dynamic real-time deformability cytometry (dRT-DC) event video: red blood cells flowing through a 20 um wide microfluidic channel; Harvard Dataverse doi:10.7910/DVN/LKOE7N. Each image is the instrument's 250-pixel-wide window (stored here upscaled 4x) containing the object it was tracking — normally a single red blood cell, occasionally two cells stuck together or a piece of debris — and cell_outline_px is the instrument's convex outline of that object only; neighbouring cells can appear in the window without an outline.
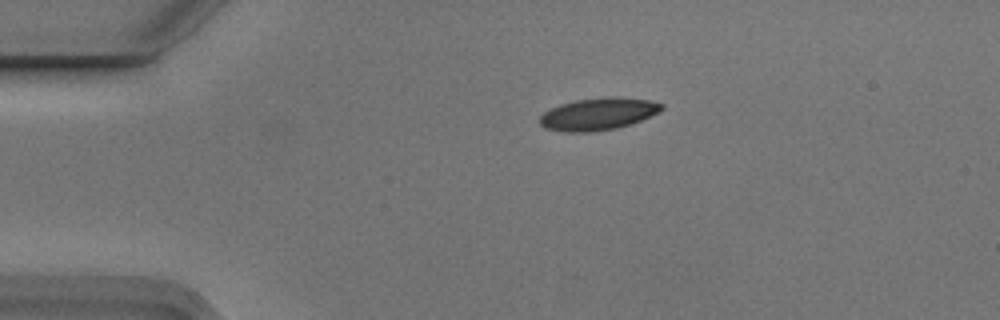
{"species": "Egyptian fruit bat (a non-hibernating species)", "species_latin": "Rousettus aegyptiacus", "temperature_condition": "cold", "stored_images_in_passage": 3, "camera_frame_rate_fps": 3000, "um_per_image_px": 0.085, "animal": {"sex": "male"}, "frame": {"image": 1, "passage_image": 1, "time_ms": 0.0, "image_size_px": [1000, 320], "cell_outline_px": [[664, 108], [640, 120], [616, 128], [588, 132], [564, 132], [544, 128], [540, 124], [540, 116], [544, 112], [560, 104], [576, 100], [608, 96], [620, 96], [652, 100], [664, 104]], "centroid_in_image_um": [50.83, 9.67], "position_along_channel_um": 34.2, "area_um2": 22.83}}
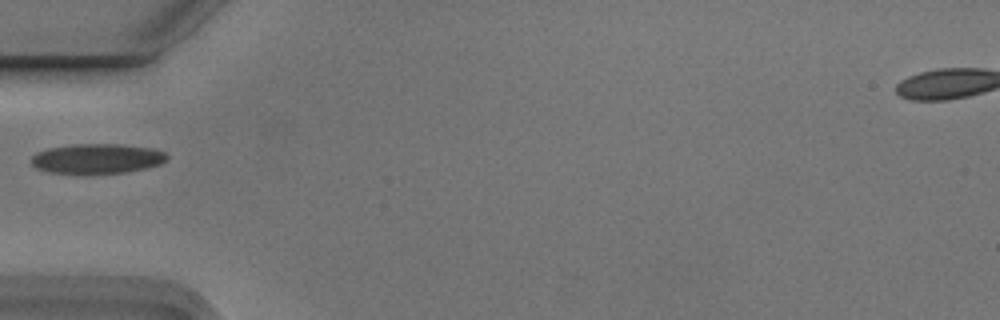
{"frame": {"image": 2, "passage_image": 3, "time_ms": 0.667, "image_size_px": [1000, 320], "cell_outline_px": [[168, 160], [160, 164], [144, 168], [124, 172], [48, 172], [36, 168], [32, 164], [32, 156], [36, 152], [48, 148], [72, 144], [120, 144], [152, 148], [164, 152], [168, 156]], "centroid_in_image_um": [8.26, 13.45], "position_along_channel_um": 76.7, "area_um2": 23.18}}